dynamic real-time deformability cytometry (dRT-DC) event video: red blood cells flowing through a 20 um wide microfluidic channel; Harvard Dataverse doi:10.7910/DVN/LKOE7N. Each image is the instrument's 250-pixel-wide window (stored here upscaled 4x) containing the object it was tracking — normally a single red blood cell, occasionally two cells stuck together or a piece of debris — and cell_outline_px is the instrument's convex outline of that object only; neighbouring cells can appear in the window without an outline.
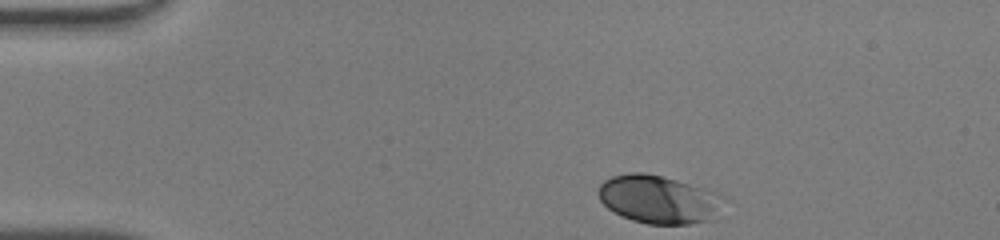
{"species": "human", "species_latin": "Homo sapiens", "temperature_condition": "warm", "stored_images_in_passage": 33, "camera_frame_rate_fps": 3000, "um_per_image_px": 0.085, "donor": {"sex": "male"}, "frame": {"image": 1, "passage_image": 1, "time_ms": 0.0, "image_size_px": [1000, 240], "cell_outline_px": [[728, 200], [708, 220], [688, 224], [648, 224], [632, 220], [608, 208], [600, 200], [600, 184], [604, 180], [612, 176], [628, 172], [644, 172], [676, 180], [724, 196]], "centroid_in_image_um": [55.97, 16.94], "position_along_channel_um": 29.0, "area_um2": 34.56}}
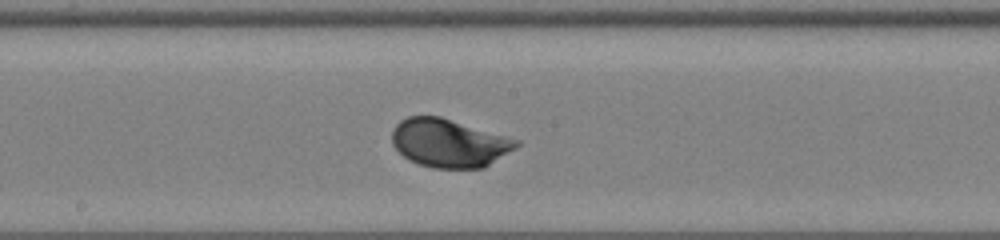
{"frame": {"image": 2, "passage_image": 19, "time_ms": 6.0, "image_size_px": [1000, 240], "cell_outline_px": [[520, 144], [516, 148], [484, 168], [432, 168], [420, 164], [404, 156], [392, 144], [392, 128], [400, 120], [408, 116], [440, 116], [520, 140]], "centroid_in_image_um": [38.18, 12.15], "position_along_channel_um": 210.0, "area_um2": 34.97}}
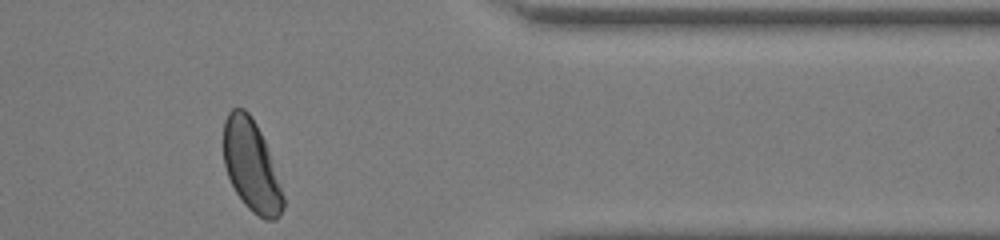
{"frame": {"image": 3, "passage_image": 33, "time_ms": 10.667, "image_size_px": [1000, 240], "cell_outline_px": [[284, 208], [280, 216], [276, 220], [264, 220], [252, 212], [244, 204], [236, 192], [228, 176], [224, 164], [224, 120], [228, 112], [232, 108], [244, 108], [248, 112], [256, 124], [264, 140], [284, 196]], "centroid_in_image_um": [21.36, 14.12], "position_along_channel_um": 390.0, "area_um2": 31.44}, "authors_computed_cell_mechanics": {"area_um2": 34.3332, "velocity_mm_per_s": 4.2238, "shape_relaxation_time_tau1_ms": 1.5799, "shape_relaxation_time_tau2_ms": null, "deformation_change_tau1": 0.1156, "deformation_change_tau2": null}}